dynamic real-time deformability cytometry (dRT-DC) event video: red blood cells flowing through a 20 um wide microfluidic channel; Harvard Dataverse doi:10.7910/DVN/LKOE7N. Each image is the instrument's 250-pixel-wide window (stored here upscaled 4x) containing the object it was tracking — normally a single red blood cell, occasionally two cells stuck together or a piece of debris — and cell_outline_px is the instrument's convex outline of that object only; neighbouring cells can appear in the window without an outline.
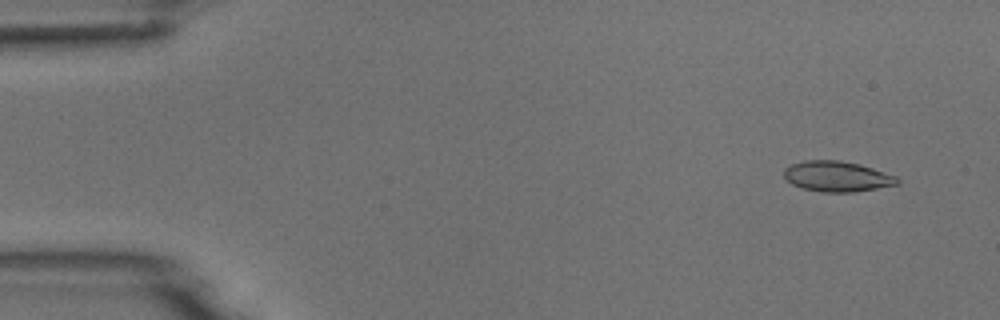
{"species": "common noctule bat (a hibernating species)", "species_latin": "Nyctalus noctula", "temperature_condition": "room temperature", "stored_images_in_passage": 4, "camera_frame_rate_fps": 3000, "um_per_image_px": 0.085, "animal": {"sex": "male", "body_mass_g": 18.8}, "frame": {"image": 1, "passage_image": 1, "time_ms": 0.0, "image_size_px": [1000, 320], "cell_outline_px": [[900, 184], [856, 192], [820, 192], [800, 188], [792, 184], [784, 176], [784, 168], [792, 164], [804, 160], [840, 160], [860, 164], [896, 176], [900, 180]], "centroid_in_image_um": [71.15, 15.0], "position_along_channel_um": 13.8, "area_um2": 20.29}}
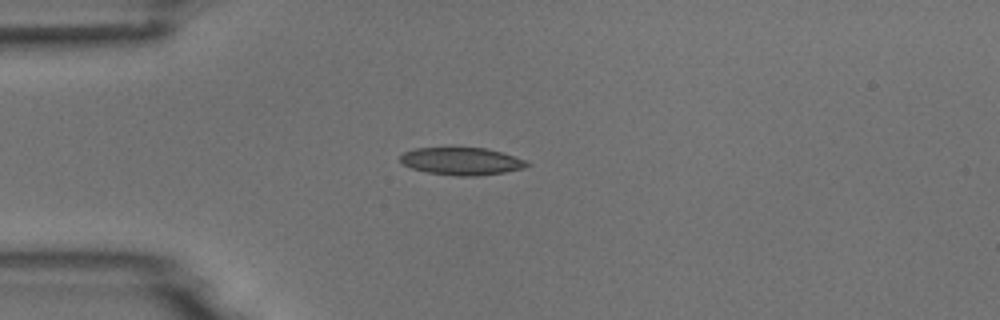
{"frame": {"image": 2, "passage_image": 4, "time_ms": 3.333, "image_size_px": [1000, 320], "cell_outline_px": [[532, 164], [524, 168], [504, 172], [476, 176], [456, 176], [428, 172], [412, 168], [404, 164], [400, 160], [400, 156], [404, 152], [416, 148], [488, 148], [524, 160]], "centroid_in_image_um": [39.24, 13.71], "position_along_channel_um": 45.8, "area_um2": 20.06}}